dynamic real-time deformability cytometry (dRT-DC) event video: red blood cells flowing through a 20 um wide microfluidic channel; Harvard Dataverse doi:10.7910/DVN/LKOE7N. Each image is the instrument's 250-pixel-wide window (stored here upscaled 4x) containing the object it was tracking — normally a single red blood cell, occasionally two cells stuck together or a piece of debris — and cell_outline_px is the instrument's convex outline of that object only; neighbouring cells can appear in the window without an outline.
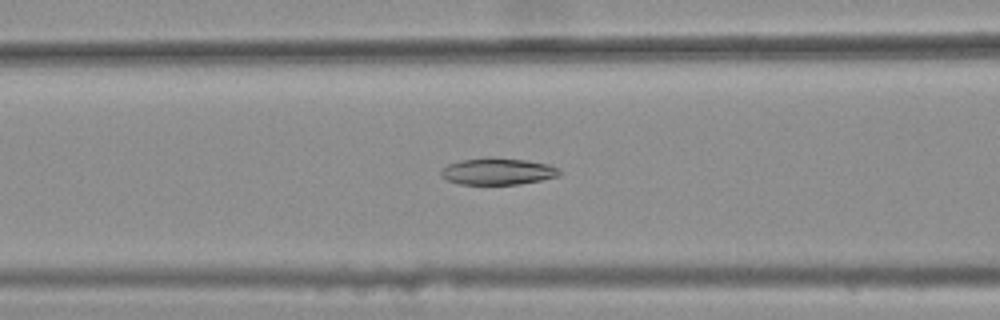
{"species": "common noctule bat (a hibernating species)", "species_latin": "Nyctalus noctula", "temperature_condition": "warm", "stored_images_in_passage": 48, "camera_frame_rate_fps": 3000, "um_per_image_px": 0.085, "animal": {"sex": "female", "body_mass_g": 25.1}, "frame": {"image": 1, "passage_image": 23, "time_ms": 7.333, "image_size_px": [1000, 320], "cell_outline_px": [[560, 176], [520, 184], [460, 184], [448, 180], [440, 176], [440, 172], [448, 164], [460, 160], [484, 156], [492, 156], [524, 160], [548, 164], [560, 168]], "centroid_in_image_um": [42.3, 14.55], "position_along_channel_um": 124.3, "area_um2": 18.67}}
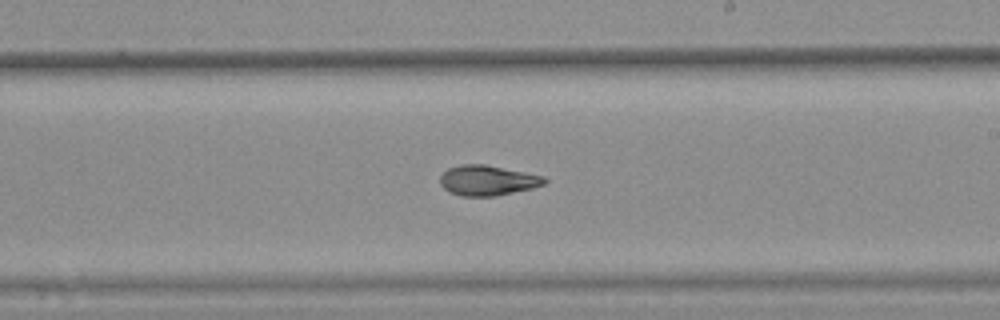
{"frame": {"image": 2, "passage_image": 33, "time_ms": 10.667, "image_size_px": [1000, 320], "cell_outline_px": [[548, 180], [544, 184], [532, 188], [496, 196], [460, 196], [448, 192], [440, 184], [440, 176], [448, 168], [460, 164], [484, 164], [544, 176]], "centroid_in_image_um": [41.42, 15.34], "position_along_channel_um": 247.6, "area_um2": 18.38}}
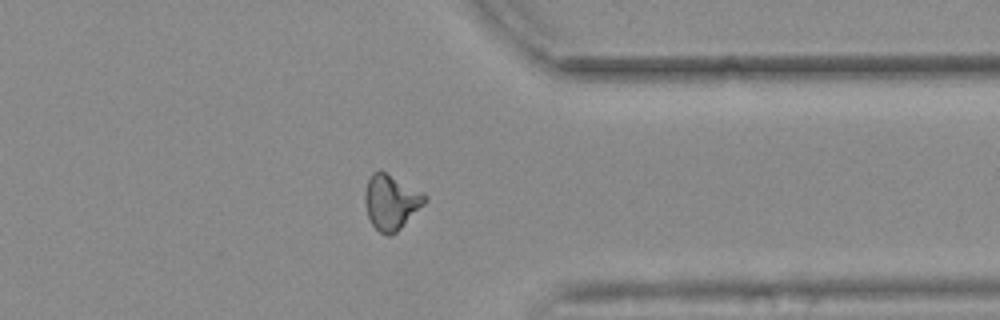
{"frame": {"image": 3, "passage_image": 44, "time_ms": 14.333, "image_size_px": [1000, 320], "cell_outline_px": [[428, 200], [392, 236], [388, 236], [380, 232], [372, 224], [368, 216], [364, 204], [364, 192], [368, 180], [372, 172], [384, 172], [424, 192], [428, 196]], "centroid_in_image_um": [33.24, 17.18], "position_along_channel_um": 378.2, "area_um2": 19.07}, "authors_computed_cell_mechanics": {"area_um2": 18.6983, "velocity_mm_per_s": 3.7063, "shape_relaxation_time_tau1_ms": null, "shape_relaxation_time_tau2_ms": 3.8654, "deformation_change_tau1": null, "deformation_change_tau2": 0.1099}}